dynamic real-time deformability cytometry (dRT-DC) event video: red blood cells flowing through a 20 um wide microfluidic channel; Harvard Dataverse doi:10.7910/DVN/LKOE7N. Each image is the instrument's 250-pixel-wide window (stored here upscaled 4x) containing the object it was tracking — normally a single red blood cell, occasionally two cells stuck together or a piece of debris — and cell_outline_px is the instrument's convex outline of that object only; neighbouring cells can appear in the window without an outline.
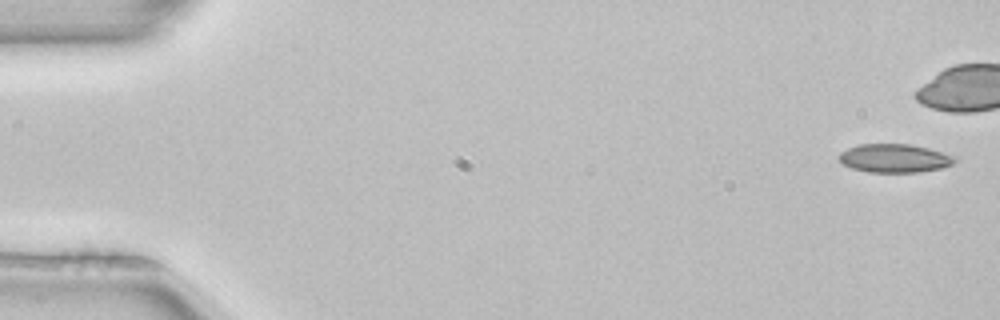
{"species": "common noctule bat (a hibernating species)", "species_latin": "Nyctalus noctula", "temperature_condition": "room temperature", "stored_images_in_passage": 6, "camera_frame_rate_fps": 3000, "um_per_image_px": 0.085, "animal": {"sex": "female", "body_mass_g": 22.7, "forearm_length_mm": 54.2}, "frame": {"image": 1, "passage_image": 1, "time_ms": 0.0, "image_size_px": [1000, 320], "cell_outline_px": [[956, 160], [952, 164], [940, 168], [920, 172], [868, 172], [852, 168], [844, 164], [840, 160], [840, 152], [848, 148], [860, 144], [912, 144], [928, 148], [956, 156]], "centroid_in_image_um": [76.05, 13.44], "position_along_channel_um": 8.9, "area_um2": 19.13}}